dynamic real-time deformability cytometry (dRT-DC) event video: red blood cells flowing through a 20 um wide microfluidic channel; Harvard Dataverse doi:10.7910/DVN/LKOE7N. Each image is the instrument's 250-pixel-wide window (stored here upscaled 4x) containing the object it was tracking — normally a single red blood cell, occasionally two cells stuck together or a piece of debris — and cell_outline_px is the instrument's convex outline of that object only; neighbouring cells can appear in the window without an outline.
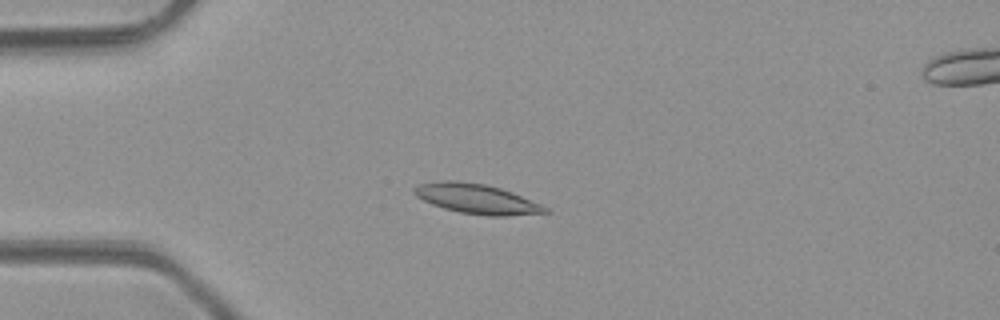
{"species": "common noctule bat (a hibernating species)", "species_latin": "Nyctalus noctula", "temperature_condition": "room temperature", "stored_images_in_passage": 48, "camera_frame_rate_fps": 3000, "um_per_image_px": 0.085, "animal": {"sex": "male", "body_mass_g": 23.1, "forearm_length_mm": 52.7}, "frame": {"image": 1, "passage_image": 12, "time_ms": 3.667, "image_size_px": [1000, 320], "cell_outline_px": [[552, 212], [508, 216], [488, 216], [460, 212], [444, 208], [432, 204], [416, 196], [412, 192], [412, 188], [420, 184], [444, 180], [456, 180], [484, 184], [500, 188], [512, 192], [540, 204], [548, 208]], "centroid_in_image_um": [40.52, 16.9], "position_along_channel_um": 44.5, "area_um2": 22.66}}
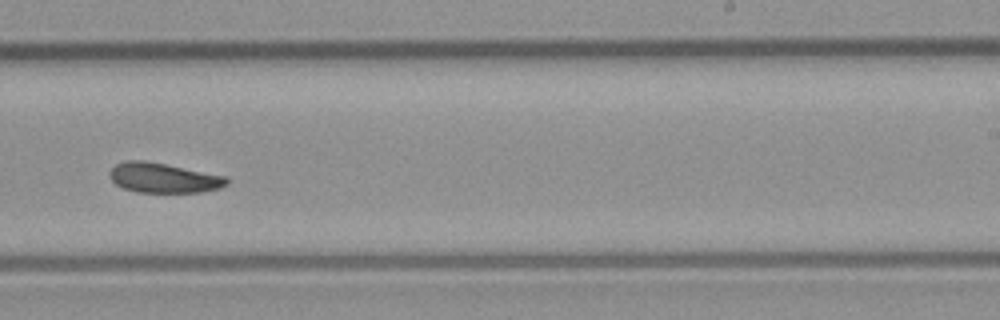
{"frame": {"image": 2, "passage_image": 30, "time_ms": 9.667, "image_size_px": [1000, 320], "cell_outline_px": [[228, 184], [220, 188], [200, 192], [136, 192], [124, 188], [116, 184], [108, 176], [108, 172], [116, 164], [128, 160], [144, 160], [228, 176]], "centroid_in_image_um": [13.9, 15.12], "position_along_channel_um": 275.1, "area_um2": 20.4}}
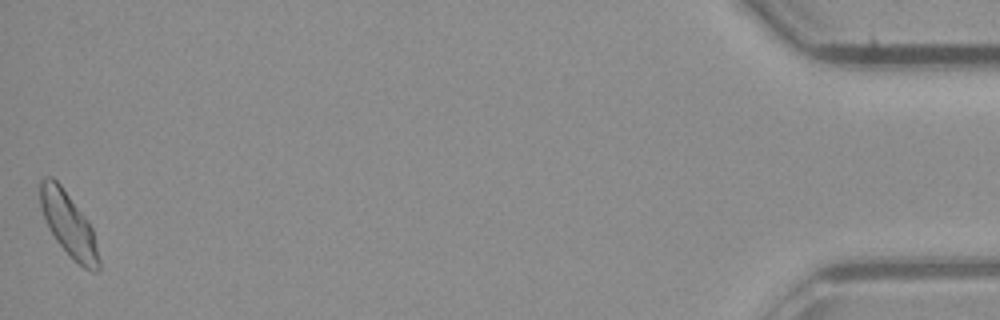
{"frame": {"image": 3, "passage_image": 48, "time_ms": 15.667, "image_size_px": [1000, 320], "cell_outline_px": [[100, 268], [96, 272], [92, 272], [84, 268], [56, 240], [48, 228], [40, 208], [40, 180], [44, 176], [52, 176], [60, 184], [88, 220], [92, 228], [100, 260]], "centroid_in_image_um": [5.82, 19.04], "position_along_channel_um": 429.4, "area_um2": 21.62}, "authors_computed_cell_mechanics": {"area_um2": 21.097, "velocity_mm_per_s": 4.2141, "shape_relaxation_time_tau1_ms": 5.132, "shape_relaxation_time_tau2_ms": null, "deformation_change_tau1": 0.1265, "deformation_change_tau2": null}}